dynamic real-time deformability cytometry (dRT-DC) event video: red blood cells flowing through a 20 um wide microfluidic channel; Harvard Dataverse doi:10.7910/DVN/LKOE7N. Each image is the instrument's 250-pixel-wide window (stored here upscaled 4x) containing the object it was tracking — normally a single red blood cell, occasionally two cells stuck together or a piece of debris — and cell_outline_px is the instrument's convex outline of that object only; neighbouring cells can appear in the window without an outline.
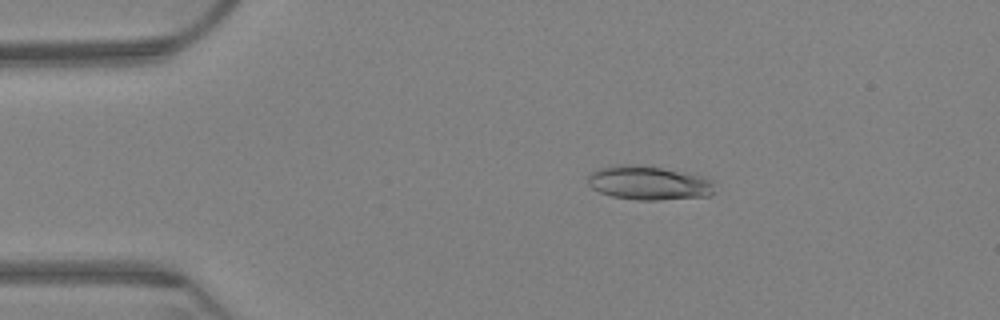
{"species": "Egyptian fruit bat (a non-hibernating species)", "species_latin": "Rousettus aegyptiacus", "temperature_condition": "warm", "stored_images_in_passage": 63, "camera_frame_rate_fps": 3000, "um_per_image_px": 0.085, "animal": {"sex": "female"}, "frame": {"image": 1, "passage_image": 11, "time_ms": 3.333, "image_size_px": [1000, 320], "cell_outline_px": [[712, 192], [708, 196], [656, 200], [636, 200], [612, 196], [600, 192], [592, 188], [588, 184], [588, 176], [596, 168], [616, 164], [640, 164], [704, 176], [712, 180]], "centroid_in_image_um": [55.09, 15.53], "position_along_channel_um": 29.9, "area_um2": 25.14}}
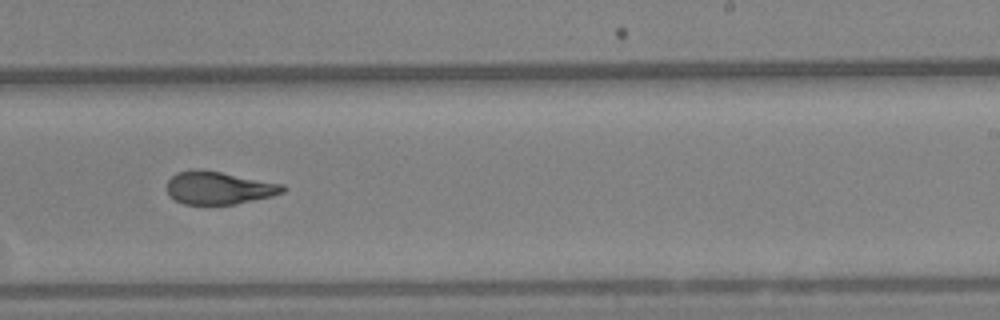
{"frame": {"image": 2, "passage_image": 39, "time_ms": 12.667, "image_size_px": [1000, 320], "cell_outline_px": [[288, 188], [284, 192], [272, 196], [232, 204], [184, 204], [168, 196], [168, 180], [176, 172], [192, 168], [200, 168], [284, 184]], "centroid_in_image_um": [18.59, 15.95], "position_along_channel_um": 270.4, "area_um2": 22.25}}
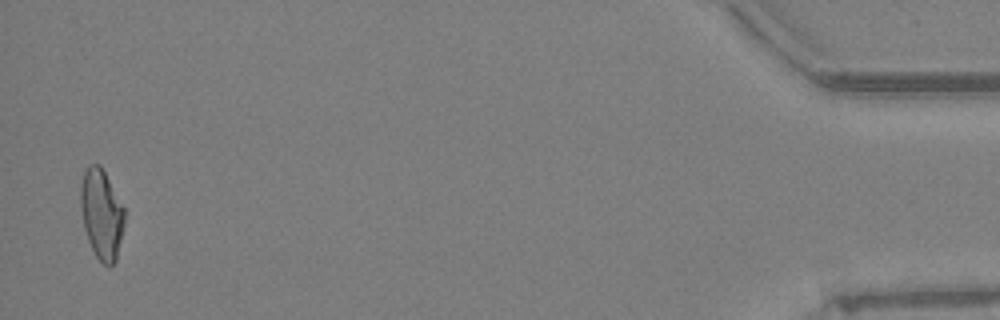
{"frame": {"image": 3, "passage_image": 62, "time_ms": 20.333, "image_size_px": [1000, 320], "cell_outline_px": [[124, 224], [116, 260], [108, 268], [96, 256], [88, 240], [84, 228], [80, 204], [80, 184], [84, 172], [88, 164], [100, 164], [124, 208]], "centroid_in_image_um": [8.61, 18.19], "position_along_channel_um": 426.6, "area_um2": 22.83}, "authors_computed_cell_mechanics": {"area_um2": 23.3512, "velocity_mm_per_s": 3.1942, "shape_relaxation_time_tau1_ms": 9.9639, "shape_relaxation_time_tau2_ms": 2.1209, "deformation_change_tau1": 0.2443, "deformation_change_tau2": 0.0875}}